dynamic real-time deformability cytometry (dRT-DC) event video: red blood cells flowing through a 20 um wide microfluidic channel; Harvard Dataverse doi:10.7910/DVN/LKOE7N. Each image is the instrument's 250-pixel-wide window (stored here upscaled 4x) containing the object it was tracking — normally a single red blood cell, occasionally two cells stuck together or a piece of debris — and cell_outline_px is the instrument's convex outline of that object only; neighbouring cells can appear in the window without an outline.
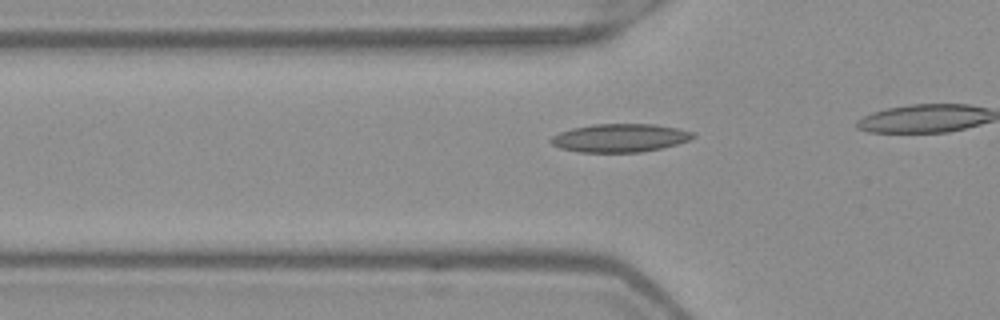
{"species": "Egyptian fruit bat (a non-hibernating species)", "species_latin": "Rousettus aegyptiacus", "temperature_condition": "warm", "stored_images_in_passage": 19, "camera_frame_rate_fps": 3000, "um_per_image_px": 0.085, "frame": {"image": 1, "passage_image": 14, "time_ms": 4.333, "image_size_px": [1000, 320], "cell_outline_px": [[696, 136], [688, 140], [676, 144], [660, 148], [640, 152], [580, 152], [560, 148], [552, 144], [548, 140], [552, 136], [560, 132], [572, 128], [592, 124], [656, 124], [696, 132]], "centroid_in_image_um": [52.68, 11.71], "position_along_channel_um": 73.1, "area_um2": 23.41}}